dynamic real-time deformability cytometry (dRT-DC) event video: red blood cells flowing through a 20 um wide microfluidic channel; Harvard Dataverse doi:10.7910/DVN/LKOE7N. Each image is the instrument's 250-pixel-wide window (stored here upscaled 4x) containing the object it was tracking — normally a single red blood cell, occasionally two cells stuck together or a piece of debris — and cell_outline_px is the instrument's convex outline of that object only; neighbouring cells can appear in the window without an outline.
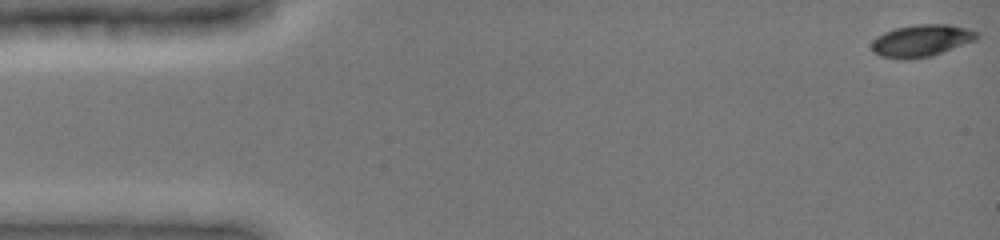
{"species": "common noctule bat (a hibernating species)", "species_latin": "Nyctalus noctula", "temperature_condition": "cold", "stored_images_in_passage": 49, "camera_frame_rate_fps": 3000, "um_per_image_px": 0.085, "animal": {"sex": "female", "body_mass_g": 19.0, "forearm_length_mm": 51.5}, "frame": {"image": 1, "passage_image": 1, "time_ms": 0.0, "image_size_px": [1000, 240], "cell_outline_px": [[980, 36], [976, 40], [932, 56], [880, 56], [872, 52], [872, 40], [876, 36], [884, 32], [896, 28], [916, 24], [948, 24], [968, 28], [980, 32]], "centroid_in_image_um": [78.39, 3.4], "position_along_channel_um": 6.6, "area_um2": 19.19}}
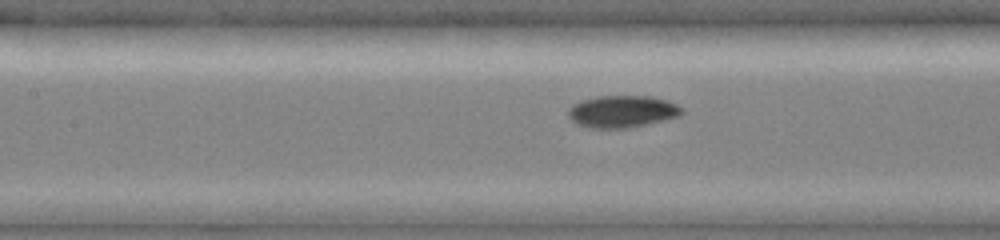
{"frame": {"image": 2, "passage_image": 22, "time_ms": 7.0, "image_size_px": [1000, 240], "cell_outline_px": [[684, 112], [680, 116], [628, 128], [588, 128], [576, 124], [568, 116], [568, 108], [572, 104], [580, 100], [596, 96], [652, 96], [668, 100], [676, 104]], "centroid_in_image_um": [52.85, 9.47], "position_along_channel_um": 154.6, "area_um2": 21.39}}
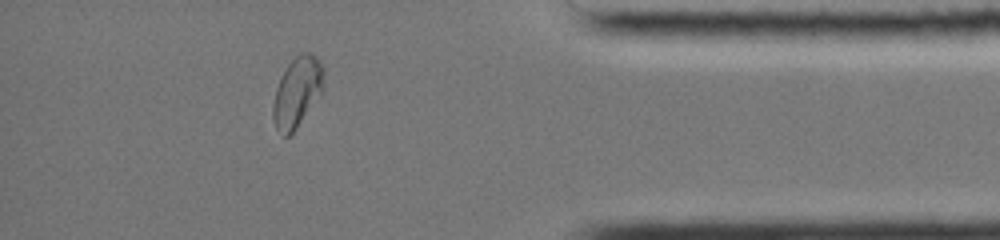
{"frame": {"image": 3, "passage_image": 43, "time_ms": 14.0, "image_size_px": [1000, 240], "cell_outline_px": [[324, 92], [296, 128], [288, 136], [284, 136], [276, 128], [272, 116], [272, 104], [276, 88], [288, 64], [300, 52], [308, 52], [316, 56], [320, 60], [324, 68]], "centroid_in_image_um": [25.29, 7.81], "position_along_channel_um": 409.9, "area_um2": 20.92}, "authors_computed_cell_mechanics": {"area_um2": 20.519, "velocity_mm_per_s": 3.9278, "shape_relaxation_time_tau1_ms": 3.5364, "shape_relaxation_time_tau2_ms": 2.3509, "deformation_change_tau1": 0.1209, "deformation_change_tau2": 0.039}}